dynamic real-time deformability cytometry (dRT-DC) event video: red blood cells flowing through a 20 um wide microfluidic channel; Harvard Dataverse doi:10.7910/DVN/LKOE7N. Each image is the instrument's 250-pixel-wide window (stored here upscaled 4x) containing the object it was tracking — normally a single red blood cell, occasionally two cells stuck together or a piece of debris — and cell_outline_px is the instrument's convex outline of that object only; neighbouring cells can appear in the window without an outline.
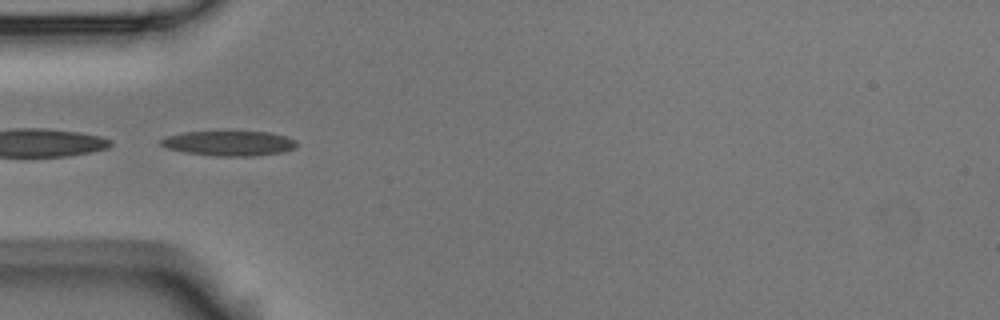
{"species": "Egyptian fruit bat (a non-hibernating species)", "species_latin": "Rousettus aegyptiacus", "temperature_condition": "room temperature", "stored_images_in_passage": 7, "segment_of_instrument_passage": [2, 2], "camera_frame_rate_fps": 3000, "um_per_image_px": 0.085, "animal": {"sex": "male"}, "frame": {"image": 1, "passage_image": 4, "time_ms": 1.0, "image_size_px": [1000, 320], "cell_outline_px": [[296, 148], [284, 152], [252, 156], [216, 156], [184, 152], [168, 148], [160, 144], [160, 140], [168, 136], [180, 132], [268, 132], [284, 136], [296, 140]], "centroid_in_image_um": [19.48, 12.19], "position_along_channel_um": 65.5, "area_um2": 19.59}}
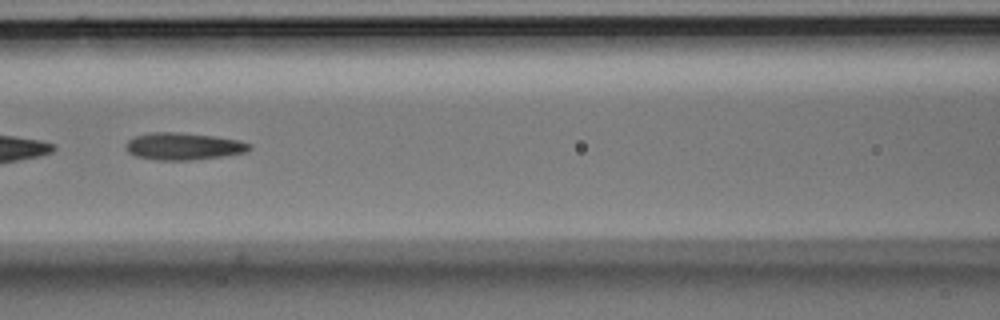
{"frame": {"image": 2, "passage_image": 6, "time_ms": 1.667, "image_size_px": [1000, 320], "cell_outline_px": [[252, 148], [248, 152], [192, 160], [156, 160], [136, 156], [128, 152], [124, 148], [124, 144], [128, 140], [136, 136], [152, 132], [176, 132], [216, 136], [240, 140], [252, 144]], "centroid_in_image_um": [15.6, 12.43], "position_along_channel_um": 151.0, "area_um2": 19.71}}
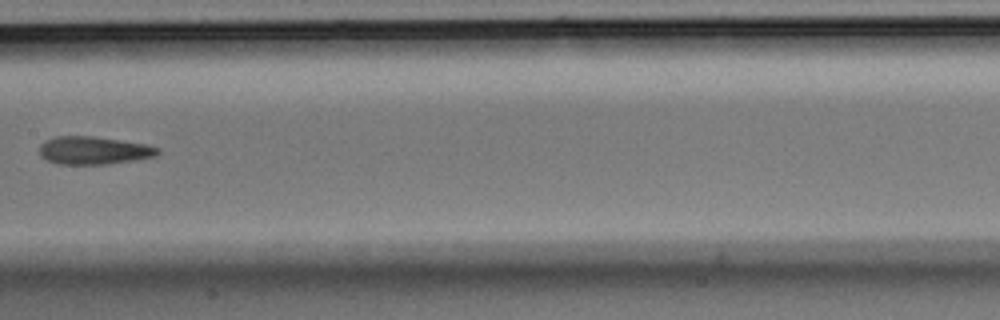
{"frame": {"image": 3, "passage_image": 7, "time_ms": 2.0, "image_size_px": [1000, 320], "cell_outline_px": [[160, 152], [156, 156], [132, 160], [104, 164], [60, 164], [48, 160], [40, 156], [40, 144], [44, 140], [56, 136], [92, 136], [144, 144], [160, 148]], "centroid_in_image_um": [7.93, 12.78], "position_along_channel_um": 199.5, "area_um2": 19.02}}